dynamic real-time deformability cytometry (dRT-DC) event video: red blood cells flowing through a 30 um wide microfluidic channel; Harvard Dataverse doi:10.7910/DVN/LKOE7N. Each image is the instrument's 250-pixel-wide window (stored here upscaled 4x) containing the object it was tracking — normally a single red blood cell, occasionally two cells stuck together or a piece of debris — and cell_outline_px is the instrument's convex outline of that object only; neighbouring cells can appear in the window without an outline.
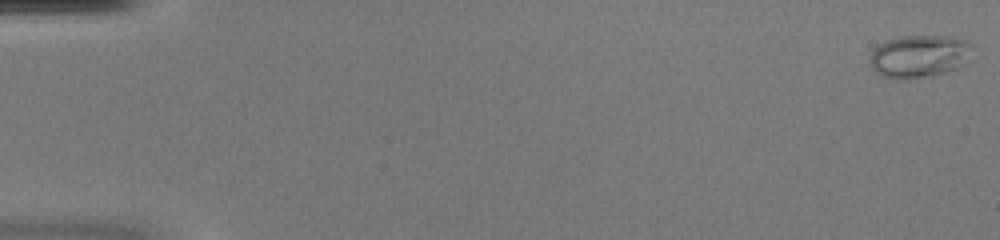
{"species": "common noctule bat (a hibernating species)", "species_latin": "Nyctalus noctula", "temperature_condition": "warm", "stored_images_in_passage": 14, "camera_frame_rate_fps": 3000, "um_per_image_px": 0.085, "animal": {"sex": "female", "body_mass_g": 20.0, "forearm_length_mm": 54.0}, "frame": {"image": 1, "passage_image": 1, "time_ms": 0.0, "image_size_px": [1000, 240], "cell_outline_px": [[972, 44], [964, 64], [956, 68], [944, 72], [904, 80], [896, 80], [884, 76], [876, 72], [868, 64], [872, 52], [880, 44], [888, 40], [904, 36], [948, 36], [968, 40]], "centroid_in_image_um": [78.1, 4.78], "position_along_channel_um": 6.9, "area_um2": 25.14}}